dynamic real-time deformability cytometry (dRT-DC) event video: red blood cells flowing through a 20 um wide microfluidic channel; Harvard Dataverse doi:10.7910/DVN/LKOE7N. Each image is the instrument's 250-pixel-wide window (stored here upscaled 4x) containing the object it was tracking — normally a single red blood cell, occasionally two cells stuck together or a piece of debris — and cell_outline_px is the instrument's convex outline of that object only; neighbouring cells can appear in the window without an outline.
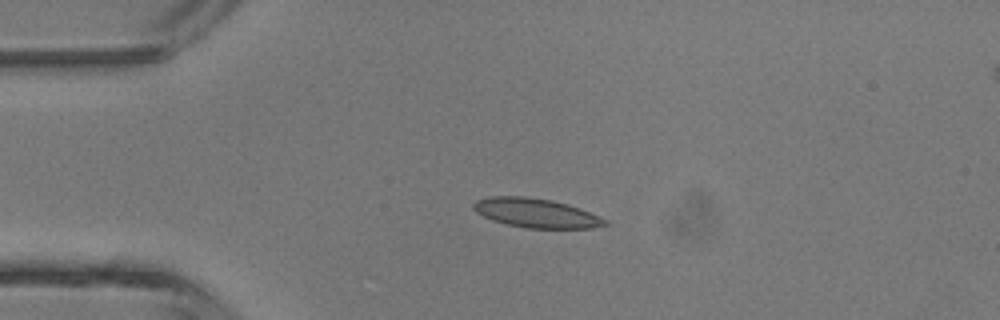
{"species": "common noctule bat (a hibernating species)", "species_latin": "Nyctalus noctula", "temperature_condition": "room temperature", "stored_images_in_passage": 3, "camera_frame_rate_fps": 3000, "um_per_image_px": 0.085, "animal": {"sex": "male", "body_mass_g": 13.3}, "frame": {"image": 1, "passage_image": 2, "time_ms": 1.333, "image_size_px": [1000, 320], "cell_outline_px": [[612, 224], [592, 228], [524, 228], [492, 220], [476, 212], [472, 208], [472, 204], [476, 200], [488, 196], [524, 196], [552, 200], [568, 204], [580, 208], [608, 220]], "centroid_in_image_um": [45.58, 18.1], "position_along_channel_um": 39.4, "area_um2": 22.54}}